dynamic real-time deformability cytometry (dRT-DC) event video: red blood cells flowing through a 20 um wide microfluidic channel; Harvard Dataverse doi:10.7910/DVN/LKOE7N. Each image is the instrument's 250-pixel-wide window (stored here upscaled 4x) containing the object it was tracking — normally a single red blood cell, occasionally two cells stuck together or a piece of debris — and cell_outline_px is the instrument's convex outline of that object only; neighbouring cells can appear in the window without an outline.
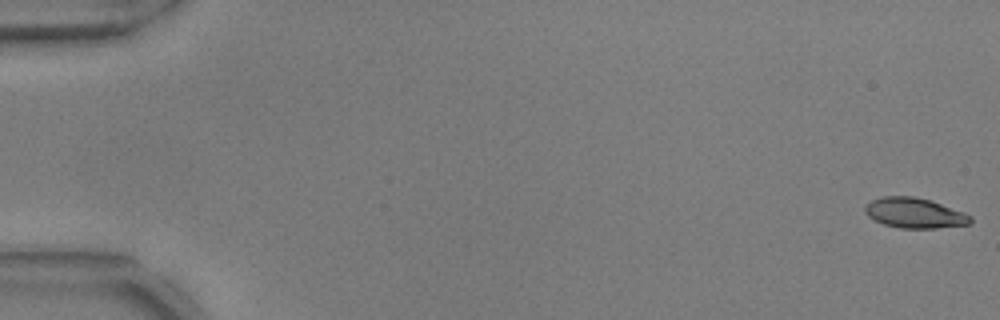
{"species": "common noctule bat (a hibernating species)", "species_latin": "Nyctalus noctula", "temperature_condition": "warm", "stored_images_in_passage": 55, "camera_frame_rate_fps": 3000, "um_per_image_px": 0.085, "animal": {"sex": "male", "body_mass_g": 17.9, "forearm_length_mm": 54.2}, "frame": {"image": 1, "passage_image": 1, "time_ms": 0.0, "image_size_px": [1000, 320], "cell_outline_px": [[972, 220], [968, 224], [936, 228], [900, 228], [884, 224], [868, 216], [864, 212], [864, 208], [872, 200], [884, 196], [912, 196], [928, 200], [964, 212], [972, 216]], "centroid_in_image_um": [77.73, 18.11], "position_along_channel_um": 7.3, "area_um2": 18.26}}
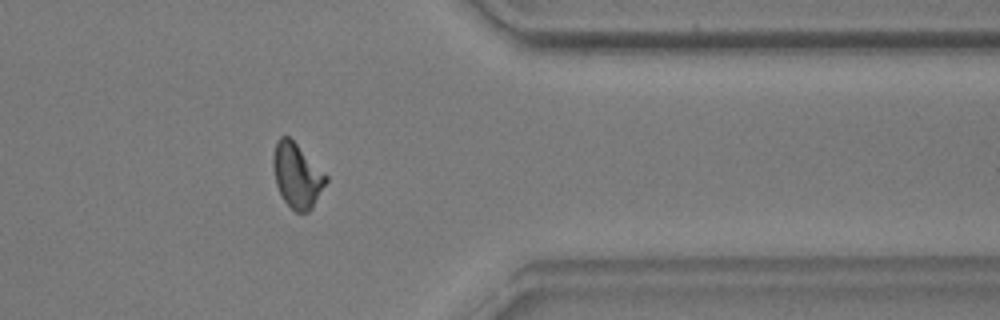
{"frame": {"image": 2, "passage_image": 45, "time_ms": 14.667, "image_size_px": [1000, 320], "cell_outline_px": [[328, 180], [312, 208], [308, 212], [296, 212], [284, 200], [276, 184], [272, 164], [272, 156], [276, 140], [280, 136], [288, 136], [328, 176]], "centroid_in_image_um": [25.23, 14.91], "position_along_channel_um": 386.2, "area_um2": 19.65}}
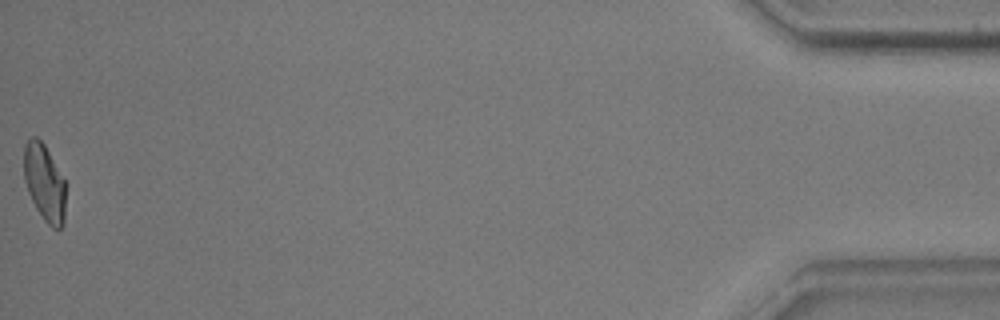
{"frame": {"image": 3, "passage_image": 55, "time_ms": 18.0, "image_size_px": [1000, 320], "cell_outline_px": [[68, 184], [64, 224], [60, 228], [52, 228], [44, 220], [36, 208], [28, 192], [24, 180], [24, 144], [32, 136], [36, 136], [44, 144]], "centroid_in_image_um": [3.83, 15.54], "position_along_channel_um": 431.4, "area_um2": 19.31}, "authors_computed_cell_mechanics": {"area_um2": 19.4786, "velocity_mm_per_s": 3.738, "shape_relaxation_time_tau1_ms": 8.2766, "shape_relaxation_time_tau2_ms": 1.675, "deformation_change_tau1": 0.221, "deformation_change_tau2": 0.0796}}